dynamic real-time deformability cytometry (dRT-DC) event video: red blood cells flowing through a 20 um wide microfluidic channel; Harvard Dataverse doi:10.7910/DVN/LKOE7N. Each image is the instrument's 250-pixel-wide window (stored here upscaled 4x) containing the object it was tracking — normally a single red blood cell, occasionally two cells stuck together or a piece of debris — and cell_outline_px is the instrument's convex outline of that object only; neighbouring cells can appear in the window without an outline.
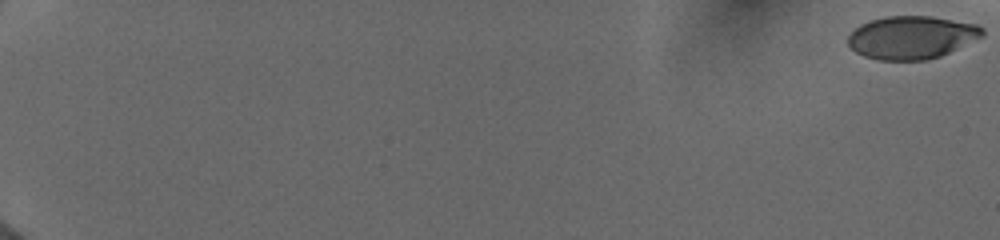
{"species": "human", "species_latin": "Homo sapiens", "temperature_condition": "cold", "stored_images_in_passage": 53, "camera_frame_rate_fps": 3000, "um_per_image_px": 0.085, "donor": {"sex": "female"}, "frame": {"image": 1, "passage_image": 1, "time_ms": 0.0, "image_size_px": [1000, 240], "cell_outline_px": [[984, 36], [940, 56], [924, 60], [876, 60], [864, 56], [856, 52], [848, 44], [848, 36], [860, 24], [868, 20], [884, 16], [932, 16], [976, 24], [984, 28]], "centroid_in_image_um": [77.48, 3.17], "position_along_channel_um": 7.5, "area_um2": 33.7}}
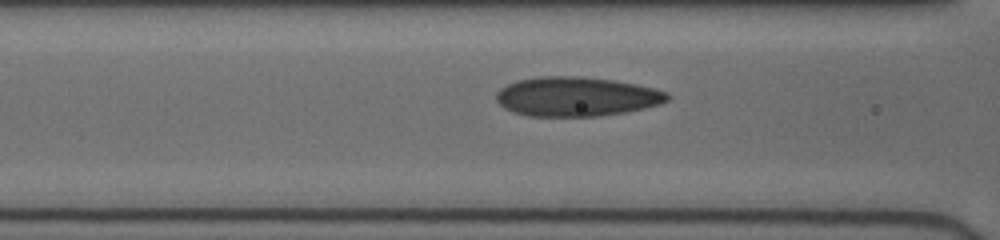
{"frame": {"image": 2, "passage_image": 26, "time_ms": 8.667, "image_size_px": [1000, 240], "cell_outline_px": [[672, 96], [668, 100], [660, 104], [644, 108], [624, 112], [596, 116], [528, 116], [512, 112], [504, 108], [496, 100], [496, 92], [500, 88], [516, 80], [540, 76], [580, 76], [612, 80], [636, 84], [656, 88], [668, 92]], "centroid_in_image_um": [49.0, 8.2], "position_along_channel_um": 117.6, "area_um2": 39.48}}
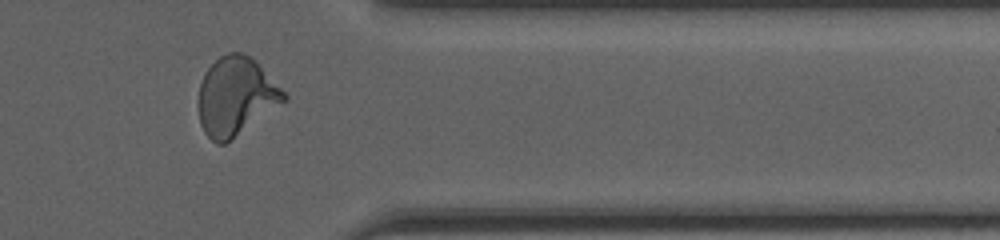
{"frame": {"image": 3, "passage_image": 48, "time_ms": 15.667, "image_size_px": [1000, 240], "cell_outline_px": [[288, 96], [284, 100], [224, 144], [216, 144], [204, 132], [200, 124], [196, 104], [200, 84], [204, 72], [220, 56], [228, 52], [240, 52], [256, 60]], "centroid_in_image_um": [19.97, 8.16], "position_along_channel_um": 391.4, "area_um2": 38.49}}